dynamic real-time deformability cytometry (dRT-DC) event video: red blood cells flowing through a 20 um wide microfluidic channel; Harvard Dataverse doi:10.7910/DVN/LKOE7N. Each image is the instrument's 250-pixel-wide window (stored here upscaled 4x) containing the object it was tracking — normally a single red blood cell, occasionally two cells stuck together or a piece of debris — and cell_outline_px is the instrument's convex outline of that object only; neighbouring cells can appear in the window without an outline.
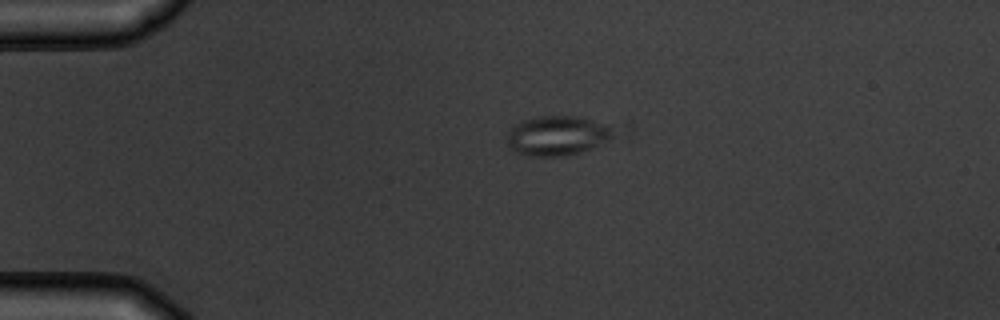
{"species": "common noctule bat (a hibernating species)", "species_latin": "Nyctalus noctula", "temperature_condition": "warm", "stored_images_in_passage": 2, "camera_frame_rate_fps": 3000, "um_per_image_px": 0.085, "animal": {"sex": "male", "body_mass_g": 19.5, "forearm_length_mm": 54.6}, "frame": {"image": 1, "passage_image": 1, "time_ms": 0.0, "image_size_px": [1000, 320], "cell_outline_px": [[628, 124], [612, 136], [580, 152], [568, 156], [528, 156], [516, 152], [508, 144], [508, 128], [512, 124], [536, 116], [580, 116]], "centroid_in_image_um": [47.54, 11.46], "position_along_channel_um": 37.5, "area_um2": 25.72}}